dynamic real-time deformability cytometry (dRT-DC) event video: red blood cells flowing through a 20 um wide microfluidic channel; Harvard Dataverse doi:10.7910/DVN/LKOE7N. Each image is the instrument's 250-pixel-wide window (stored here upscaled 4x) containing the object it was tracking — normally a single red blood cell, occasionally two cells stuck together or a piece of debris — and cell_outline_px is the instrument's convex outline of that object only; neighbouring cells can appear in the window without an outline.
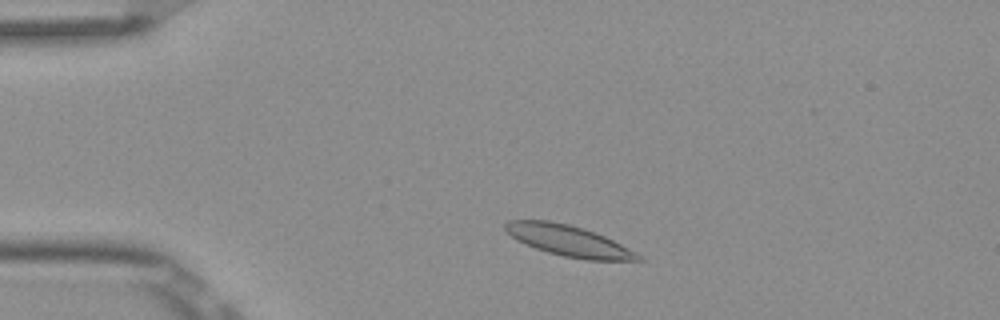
{"species": "Egyptian fruit bat (a non-hibernating species)", "species_latin": "Rousettus aegyptiacus", "temperature_condition": "room temperature", "stored_images_in_passage": 4, "camera_frame_rate_fps": 3000, "um_per_image_px": 0.085, "frame": {"image": 1, "passage_image": 2, "time_ms": 0.333, "image_size_px": [1000, 320], "cell_outline_px": [[644, 260], [588, 260], [564, 256], [548, 252], [536, 248], [516, 240], [504, 228], [504, 224], [508, 220], [548, 220], [568, 224], [584, 228], [604, 236], [636, 252]], "centroid_in_image_um": [48.31, 20.45], "position_along_channel_um": 36.7, "area_um2": 23.58}}